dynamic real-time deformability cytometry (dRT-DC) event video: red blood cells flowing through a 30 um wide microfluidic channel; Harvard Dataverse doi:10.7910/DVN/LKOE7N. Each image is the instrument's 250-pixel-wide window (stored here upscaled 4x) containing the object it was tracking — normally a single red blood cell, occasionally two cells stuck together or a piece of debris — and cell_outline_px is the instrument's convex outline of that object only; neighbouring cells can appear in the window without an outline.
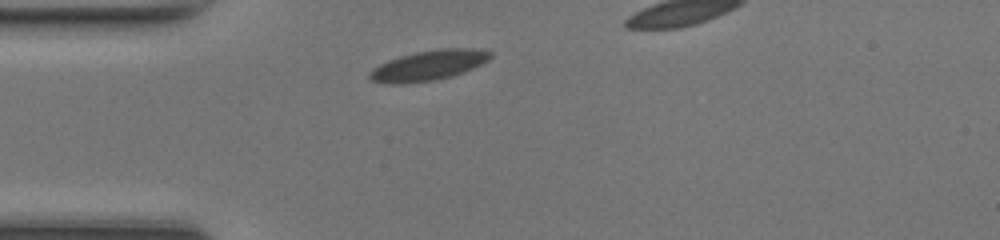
{"species": "common noctule bat (a hibernating species)", "species_latin": "Nyctalus noctula", "temperature_condition": "room temperature", "stored_images_in_passage": 30, "camera_frame_rate_fps": 3000, "um_per_image_px": 0.085, "animal": {"sex": "female", "body_mass_g": 17.0, "forearm_length_mm": 48.0}, "frame": {"image": 1, "passage_image": 1, "time_ms": 0.0, "image_size_px": [1000, 240], "cell_outline_px": [[492, 56], [488, 60], [464, 72], [452, 76], [432, 80], [404, 84], [392, 84], [372, 80], [368, 76], [368, 72], [372, 68], [388, 60], [400, 56], [416, 52], [436, 48], [480, 48], [492, 52]], "centroid_in_image_um": [36.43, 5.54], "position_along_channel_um": 48.6, "area_um2": 21.27}}
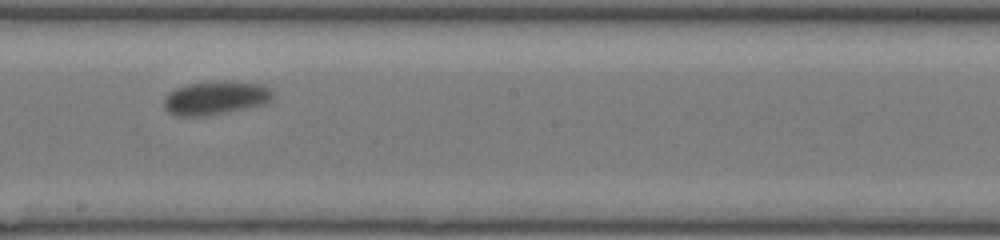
{"frame": {"image": 2, "passage_image": 15, "time_ms": 4.667, "image_size_px": [1000, 240], "cell_outline_px": [[272, 100], [264, 104], [204, 116], [176, 116], [168, 112], [164, 108], [164, 96], [168, 92], [176, 88], [188, 84], [228, 80], [264, 84], [272, 88]], "centroid_in_image_um": [18.32, 8.3], "position_along_channel_um": 229.9, "area_um2": 21.44}}
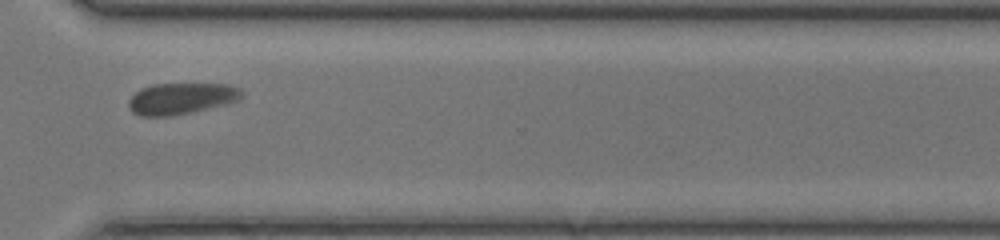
{"frame": {"image": 3, "passage_image": 24, "time_ms": 7.667, "image_size_px": [1000, 240], "cell_outline_px": [[244, 96], [228, 104], [172, 116], [140, 116], [132, 112], [128, 104], [128, 100], [140, 88], [152, 84], [228, 84], [240, 88], [244, 92]], "centroid_in_image_um": [15.42, 8.37], "position_along_channel_um": 355.2, "area_um2": 20.81}}